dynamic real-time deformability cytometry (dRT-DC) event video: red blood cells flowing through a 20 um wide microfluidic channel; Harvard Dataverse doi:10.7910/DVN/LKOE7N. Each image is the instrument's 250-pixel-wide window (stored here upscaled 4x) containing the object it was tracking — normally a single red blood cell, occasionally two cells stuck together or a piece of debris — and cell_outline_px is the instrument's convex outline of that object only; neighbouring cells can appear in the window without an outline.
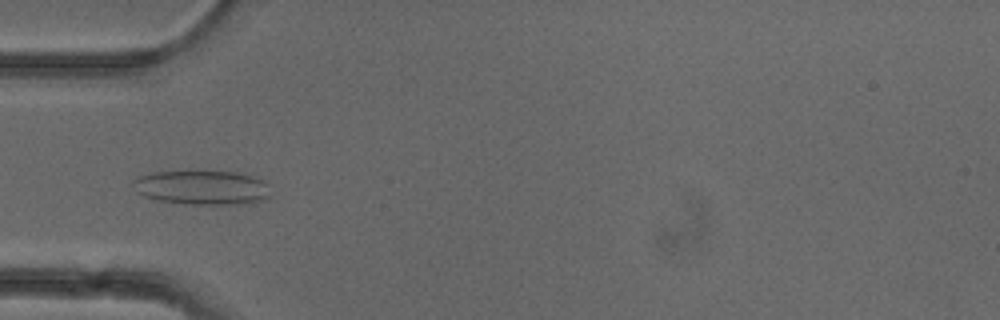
{"species": "common noctule bat (a hibernating species)", "species_latin": "Nyctalus noctula", "temperature_condition": "cold", "stored_images_in_passage": 51, "camera_frame_rate_fps": 3000, "um_per_image_px": 0.085, "animal": {"sex": "female"}, "frame": {"image": 1, "passage_image": 16, "time_ms": 5.0, "image_size_px": [1000, 320], "cell_outline_px": [[268, 200], [252, 204], [184, 204], [156, 200], [144, 196], [136, 192], [132, 184], [136, 176], [152, 172], [192, 168], [240, 172], [264, 180], [268, 184]], "centroid_in_image_um": [17.16, 15.89], "position_along_channel_um": 67.8, "area_um2": 29.07}}
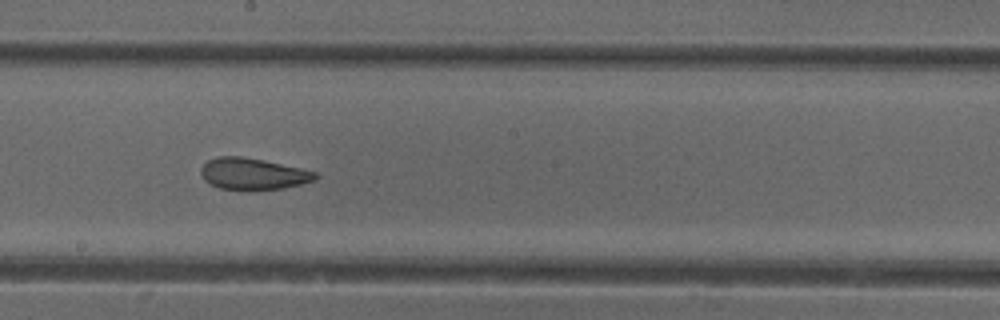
{"frame": {"image": 2, "passage_image": 28, "time_ms": 9.0, "image_size_px": [1000, 320], "cell_outline_px": [[320, 176], [316, 180], [284, 188], [220, 188], [208, 184], [204, 180], [200, 172], [200, 168], [208, 160], [220, 156], [240, 156], [264, 160], [300, 168], [316, 172]], "centroid_in_image_um": [21.5, 14.75], "position_along_channel_um": 226.7, "area_um2": 20.63}}
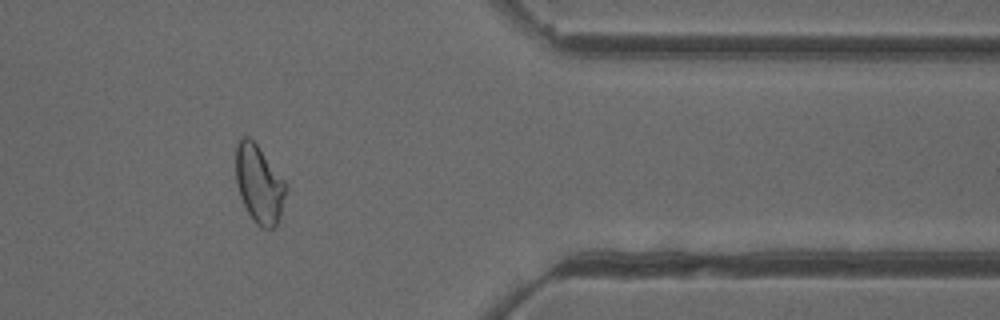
{"frame": {"image": 3, "passage_image": 42, "time_ms": 13.667, "image_size_px": [1000, 320], "cell_outline_px": [[288, 188], [280, 216], [276, 224], [272, 228], [260, 228], [256, 224], [248, 212], [240, 196], [236, 184], [236, 144], [244, 136], [248, 136], [256, 144], [288, 184]], "centroid_in_image_um": [22.04, 15.66], "position_along_channel_um": 389.4, "area_um2": 22.72}, "authors_computed_cell_mechanics": {"area_um2": 23.987, "velocity_mm_per_s": 3.9509, "shape_relaxation_time_tau1_ms": null, "shape_relaxation_time_tau2_ms": 1.7261, "deformation_change_tau1": null, "deformation_change_tau2": 0.0885}}